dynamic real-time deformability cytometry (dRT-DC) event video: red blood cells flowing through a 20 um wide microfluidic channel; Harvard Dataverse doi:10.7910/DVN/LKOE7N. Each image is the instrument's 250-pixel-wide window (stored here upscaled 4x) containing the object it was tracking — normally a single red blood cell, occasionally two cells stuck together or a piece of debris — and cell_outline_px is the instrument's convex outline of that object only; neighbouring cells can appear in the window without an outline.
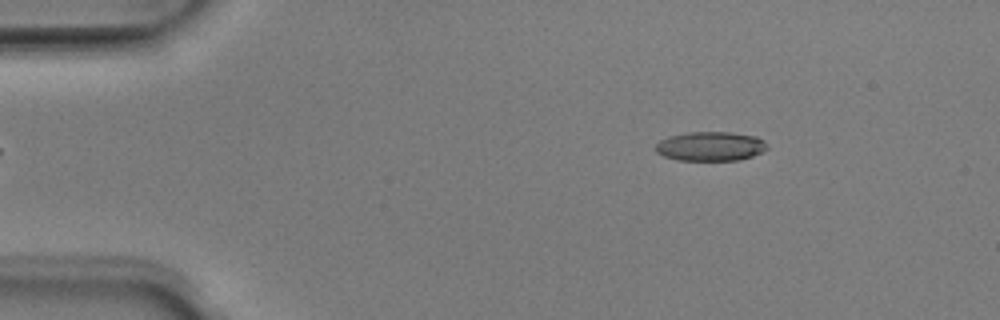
{"species": "Egyptian fruit bat (a non-hibernating species)", "species_latin": "Rousettus aegyptiacus", "temperature_condition": "room temperature", "stored_images_in_passage": 49, "camera_frame_rate_fps": 3000, "um_per_image_px": 0.085, "animal": {"sex": "male"}, "frame": {"image": 1, "passage_image": 6, "time_ms": 1.667, "image_size_px": [1000, 320], "cell_outline_px": [[768, 148], [752, 156], [736, 160], [676, 160], [664, 156], [656, 152], [656, 144], [660, 140], [668, 136], [688, 132], [732, 132], [756, 136], [764, 140], [768, 144]], "centroid_in_image_um": [60.39, 12.42], "position_along_channel_um": 24.6, "area_um2": 19.07}}
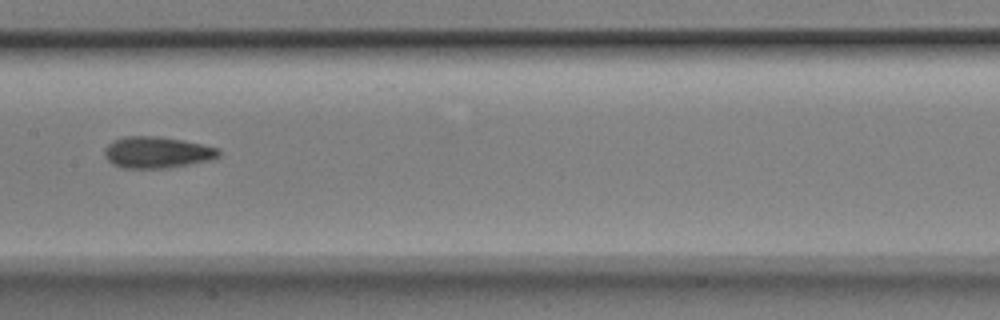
{"frame": {"image": 2, "passage_image": 24, "time_ms": 7.667, "image_size_px": [1000, 320], "cell_outline_px": [[220, 156], [212, 160], [168, 168], [120, 168], [112, 164], [104, 156], [104, 148], [112, 140], [124, 136], [160, 136], [184, 140], [220, 148]], "centroid_in_image_um": [13.35, 12.95], "position_along_channel_um": 194.1, "area_um2": 21.33}}
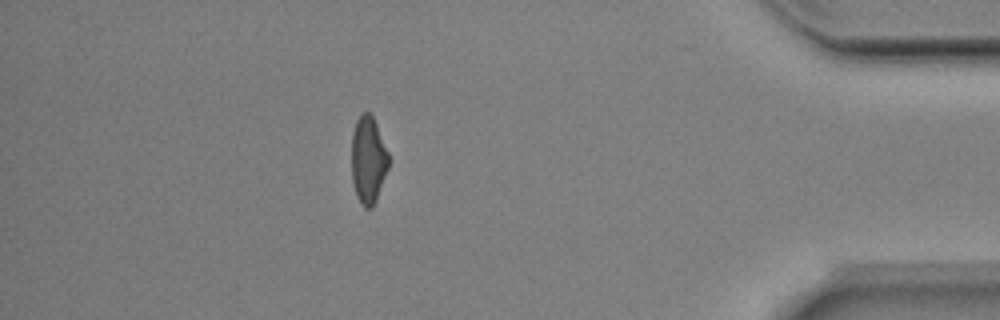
{"frame": {"image": 3, "passage_image": 43, "time_ms": 14.0, "image_size_px": [1000, 320], "cell_outline_px": [[388, 168], [376, 200], [372, 208], [364, 208], [360, 204], [356, 196], [352, 180], [352, 132], [356, 120], [364, 112], [368, 112], [372, 116], [376, 124], [388, 152]], "centroid_in_image_um": [31.28, 13.62], "position_along_channel_um": 403.9, "area_um2": 18.73}, "authors_computed_cell_mechanics": {"area_um2": 19.7098, "velocity_mm_per_s": 4.0107, "shape_relaxation_time_tau1_ms": 5.8673, "shape_relaxation_time_tau2_ms": 2.3484, "deformation_change_tau1": 0.1677, "deformation_change_tau2": 0.1017}}